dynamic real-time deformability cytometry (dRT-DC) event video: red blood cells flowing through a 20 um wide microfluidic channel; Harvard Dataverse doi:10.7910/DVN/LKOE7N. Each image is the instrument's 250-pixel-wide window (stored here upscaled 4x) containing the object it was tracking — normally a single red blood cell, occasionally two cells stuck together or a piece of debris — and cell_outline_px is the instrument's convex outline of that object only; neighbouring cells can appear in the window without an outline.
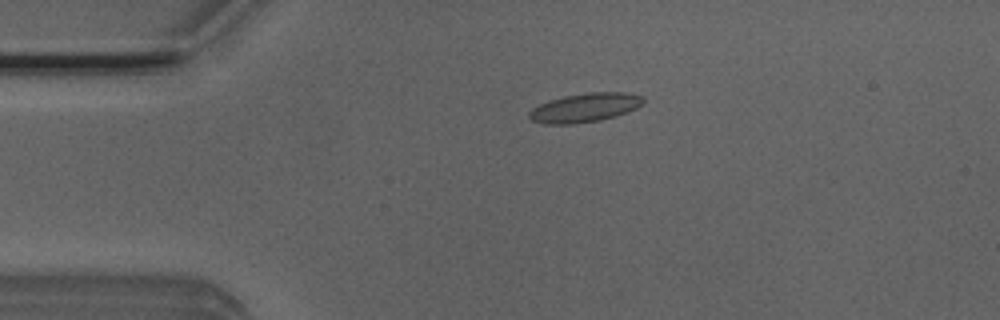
{"species": "Egyptian fruit bat (a non-hibernating species)", "species_latin": "Rousettus aegyptiacus", "temperature_condition": "room temperature", "stored_images_in_passage": 4, "camera_frame_rate_fps": 3000, "um_per_image_px": 0.085, "animal": {"sex": "male"}, "frame": {"image": 1, "passage_image": 3, "time_ms": 0.667, "image_size_px": [1000, 320], "cell_outline_px": [[644, 104], [636, 108], [616, 116], [600, 120], [572, 124], [544, 124], [532, 120], [528, 116], [528, 112], [532, 108], [548, 100], [564, 96], [588, 92], [628, 92], [644, 96]], "centroid_in_image_um": [49.73, 9.14], "position_along_channel_um": 35.3, "area_um2": 19.42}}